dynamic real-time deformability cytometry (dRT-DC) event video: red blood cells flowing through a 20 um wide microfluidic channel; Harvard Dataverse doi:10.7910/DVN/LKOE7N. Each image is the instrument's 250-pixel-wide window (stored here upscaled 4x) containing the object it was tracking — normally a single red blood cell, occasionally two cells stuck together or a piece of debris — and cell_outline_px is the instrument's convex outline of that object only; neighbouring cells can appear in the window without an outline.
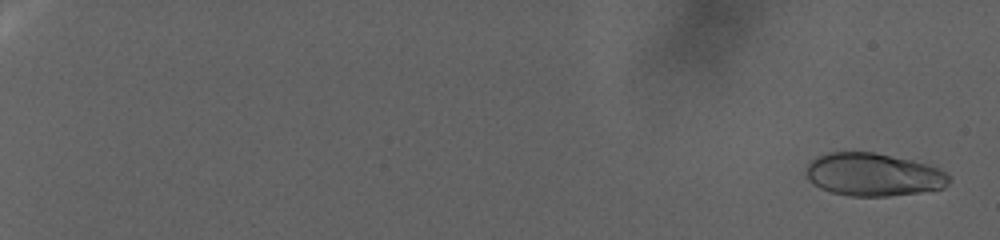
{"species": "human", "species_latin": "Homo sapiens", "temperature_condition": "warm", "stored_images_in_passage": 113, "camera_frame_rate_fps": 3000, "um_per_image_px": 0.085, "donor": {"sex": "female"}, "frame": {"image": 1, "passage_image": 4, "time_ms": 1.0, "image_size_px": [1000, 240], "cell_outline_px": [[952, 180], [944, 188], [920, 192], [888, 196], [852, 196], [832, 192], [820, 188], [812, 184], [808, 180], [804, 172], [804, 168], [816, 156], [828, 152], [872, 152], [912, 160], [928, 164], [940, 168]], "centroid_in_image_um": [74.21, 14.84], "position_along_channel_um": 10.8, "area_um2": 36.01}}
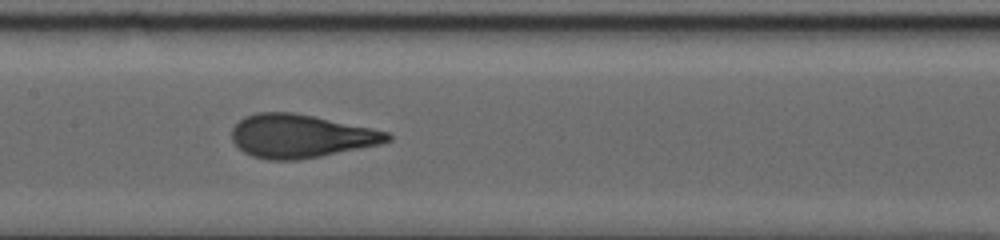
{"frame": {"image": 2, "passage_image": 67, "time_ms": 22.0, "image_size_px": [1000, 240], "cell_outline_px": [[392, 140], [380, 144], [320, 156], [296, 160], [268, 160], [252, 156], [244, 152], [232, 140], [232, 128], [244, 116], [256, 112], [292, 112], [372, 128], [388, 132], [392, 136]], "centroid_in_image_um": [25.54, 11.56], "position_along_channel_um": 181.9, "area_um2": 39.07}}
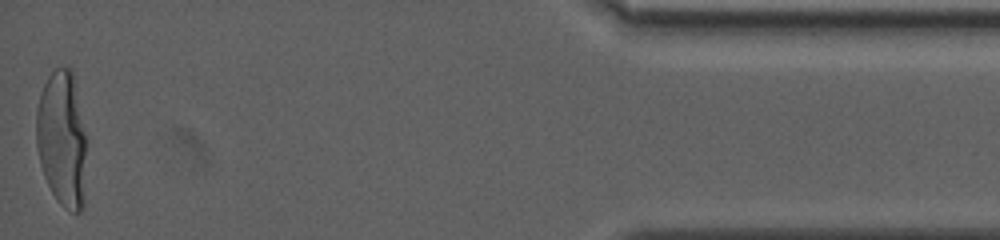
{"frame": {"image": 3, "passage_image": 113, "time_ms": 37.333, "image_size_px": [1000, 240], "cell_outline_px": [[84, 208], [80, 212], [72, 212], [64, 208], [56, 200], [44, 176], [40, 164], [36, 144], [36, 108], [44, 84], [48, 76], [56, 68], [72, 68], [84, 132]], "centroid_in_image_um": [5.24, 11.84], "position_along_channel_um": 430.0, "area_um2": 39.36}}